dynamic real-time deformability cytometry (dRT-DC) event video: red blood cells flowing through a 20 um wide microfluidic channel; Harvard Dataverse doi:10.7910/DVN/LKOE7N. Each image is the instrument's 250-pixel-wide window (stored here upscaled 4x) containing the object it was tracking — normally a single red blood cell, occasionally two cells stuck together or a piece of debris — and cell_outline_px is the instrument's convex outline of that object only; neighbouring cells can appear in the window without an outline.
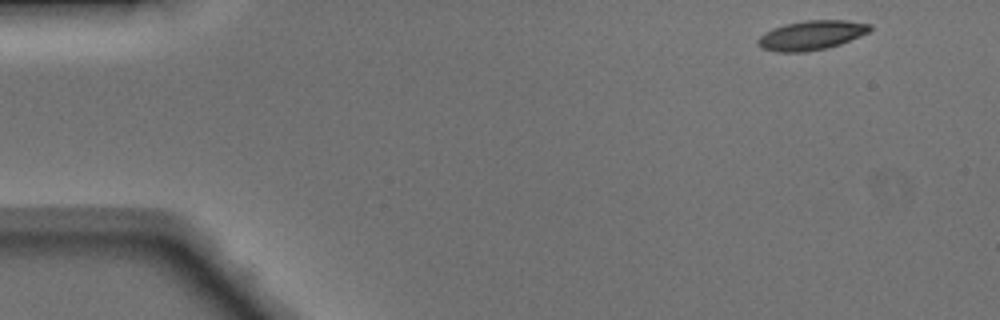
{"species": "Egyptian fruit bat (a non-hibernating species)", "species_latin": "Rousettus aegyptiacus", "temperature_condition": "warm", "stored_images_in_passage": 45, "camera_frame_rate_fps": 3000, "um_per_image_px": 0.085, "animal": {"sex": "male"}, "frame": {"image": 1, "passage_image": 1, "time_ms": 0.0, "image_size_px": [1000, 320], "cell_outline_px": [[872, 28], [868, 32], [860, 36], [840, 44], [824, 48], [804, 52], [776, 52], [764, 48], [756, 44], [756, 40], [764, 32], [772, 28], [784, 24], [804, 20], [848, 20], [872, 24]], "centroid_in_image_um": [68.95, 2.98], "position_along_channel_um": 16.0, "area_um2": 19.25}}
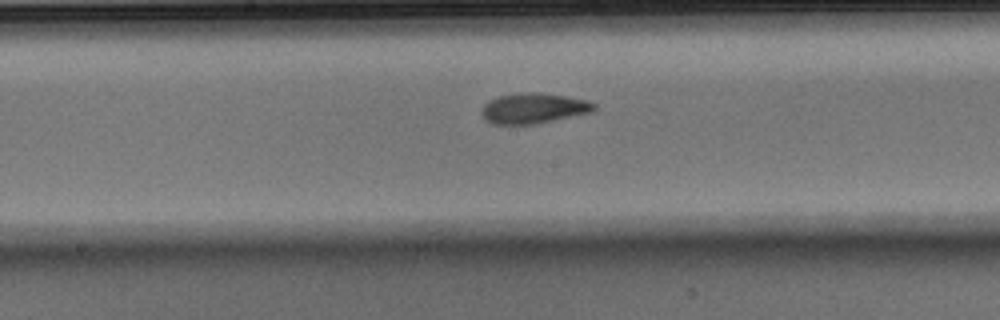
{"frame": {"image": 2, "passage_image": 22, "time_ms": 7.0, "image_size_px": [1000, 320], "cell_outline_px": [[596, 108], [592, 112], [532, 124], [492, 124], [480, 112], [484, 104], [488, 100], [496, 96], [520, 92], [536, 92], [568, 96], [588, 100], [596, 104]], "centroid_in_image_um": [45.35, 9.18], "position_along_channel_um": 202.9, "area_um2": 19.94}}
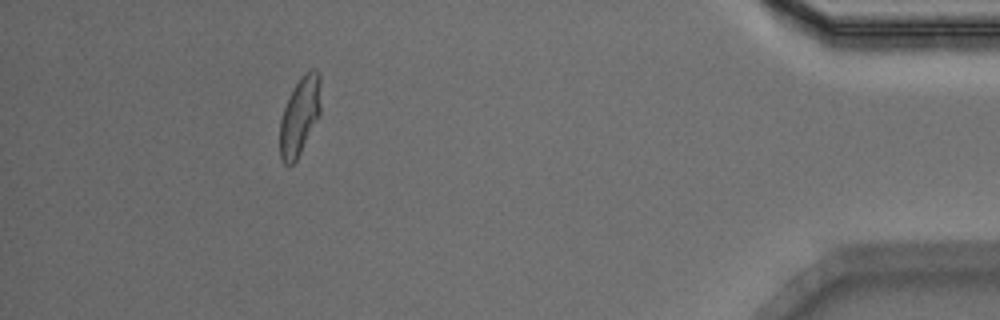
{"frame": {"image": 3, "passage_image": 41, "time_ms": 13.333, "image_size_px": [1000, 320], "cell_outline_px": [[320, 116], [296, 160], [288, 168], [284, 164], [280, 156], [280, 120], [284, 108], [296, 84], [304, 72], [308, 68], [316, 68], [320, 76]], "centroid_in_image_um": [25.49, 9.86], "position_along_channel_um": 409.7, "area_um2": 18.67}, "authors_computed_cell_mechanics": {"area_um2": 19.3052, "velocity_mm_per_s": 4.1437, "shape_relaxation_time_tau1_ms": 4.8492, "shape_relaxation_time_tau2_ms": 1.8091, "deformation_change_tau1": 0.1871, "deformation_change_tau2": 0.0908}}